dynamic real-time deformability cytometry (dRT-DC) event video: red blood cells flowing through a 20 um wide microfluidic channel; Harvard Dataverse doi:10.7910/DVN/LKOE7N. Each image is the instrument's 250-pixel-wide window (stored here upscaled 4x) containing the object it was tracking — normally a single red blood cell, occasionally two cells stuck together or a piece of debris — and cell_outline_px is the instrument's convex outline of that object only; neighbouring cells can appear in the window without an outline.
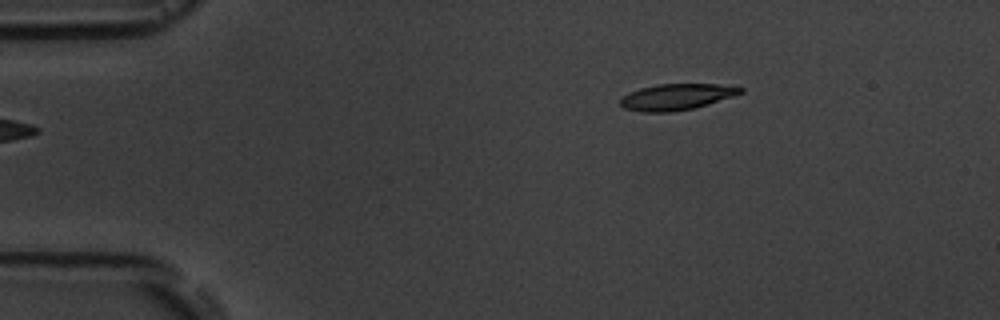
{"species": "common noctule bat (a hibernating species)", "species_latin": "Nyctalus noctula", "temperature_condition": "room temperature", "stored_images_in_passage": 5, "camera_frame_rate_fps": 3000, "um_per_image_px": 0.085, "animal": {"sex": "male", "body_mass_g": 19.5, "forearm_length_mm": 54.6}, "frame": {"image": 1, "passage_image": 5, "time_ms": 4.333, "image_size_px": [1000, 320], "cell_outline_px": [[744, 92], [708, 104], [692, 108], [672, 112], [640, 112], [624, 108], [620, 104], [620, 100], [628, 92], [640, 88], [656, 84], [716, 84], [744, 88]], "centroid_in_image_um": [57.47, 8.23], "position_along_channel_um": 27.5, "area_um2": 18.21}}